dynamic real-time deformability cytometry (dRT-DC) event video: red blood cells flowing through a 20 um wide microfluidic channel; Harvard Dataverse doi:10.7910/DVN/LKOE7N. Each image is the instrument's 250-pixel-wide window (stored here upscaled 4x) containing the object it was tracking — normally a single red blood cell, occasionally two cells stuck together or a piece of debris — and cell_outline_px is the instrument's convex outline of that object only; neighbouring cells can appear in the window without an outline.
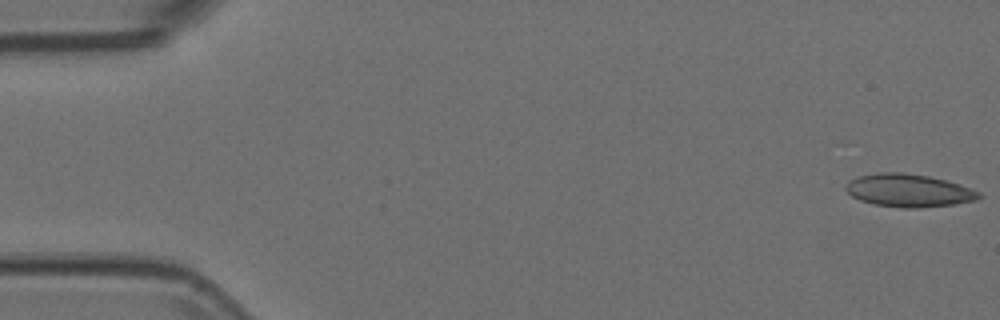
{"species": "Egyptian fruit bat (a non-hibernating species)", "species_latin": "Rousettus aegyptiacus", "temperature_condition": "room temperature", "stored_images_in_passage": 54, "camera_frame_rate_fps": 3000, "um_per_image_px": 0.085, "animal": {"sex": "female"}, "frame": {"image": 1, "passage_image": 1, "time_ms": 0.0, "image_size_px": [1000, 320], "cell_outline_px": [[984, 196], [976, 200], [952, 204], [920, 208], [900, 208], [872, 204], [860, 200], [852, 196], [844, 188], [848, 180], [860, 176], [880, 172], [904, 172], [928, 176], [944, 180], [980, 192]], "centroid_in_image_um": [77.2, 16.2], "position_along_channel_um": 7.8, "area_um2": 25.43}}
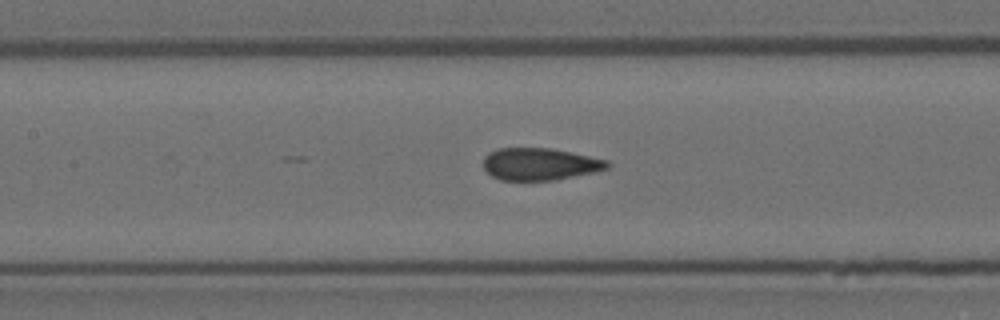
{"frame": {"image": 2, "passage_image": 24, "time_ms": 7.667, "image_size_px": [1000, 320], "cell_outline_px": [[612, 164], [608, 168], [596, 172], [552, 180], [500, 180], [492, 176], [484, 168], [484, 156], [500, 148], [552, 148], [572, 152], [608, 160]], "centroid_in_image_um": [45.93, 13.94], "position_along_channel_um": 161.5, "area_um2": 23.24}}
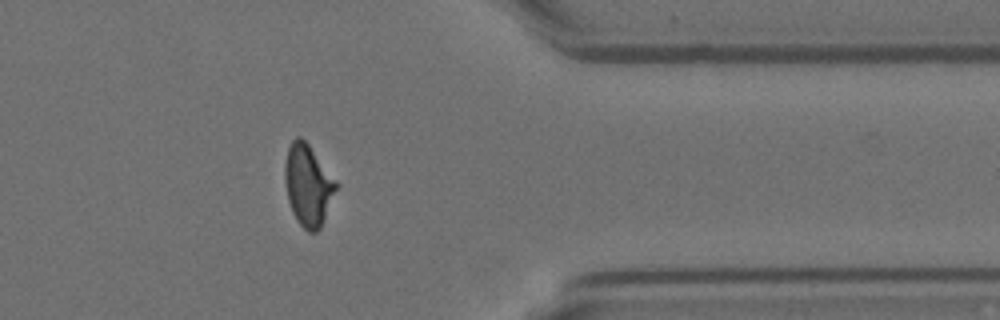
{"frame": {"image": 3, "passage_image": 43, "time_ms": 14.0, "image_size_px": [1000, 320], "cell_outline_px": [[340, 184], [320, 228], [316, 232], [308, 232], [296, 220], [292, 212], [288, 200], [284, 180], [284, 164], [288, 148], [292, 140], [296, 136], [300, 136], [308, 144]], "centroid_in_image_um": [26.19, 15.73], "position_along_channel_um": 385.2, "area_um2": 24.51}}